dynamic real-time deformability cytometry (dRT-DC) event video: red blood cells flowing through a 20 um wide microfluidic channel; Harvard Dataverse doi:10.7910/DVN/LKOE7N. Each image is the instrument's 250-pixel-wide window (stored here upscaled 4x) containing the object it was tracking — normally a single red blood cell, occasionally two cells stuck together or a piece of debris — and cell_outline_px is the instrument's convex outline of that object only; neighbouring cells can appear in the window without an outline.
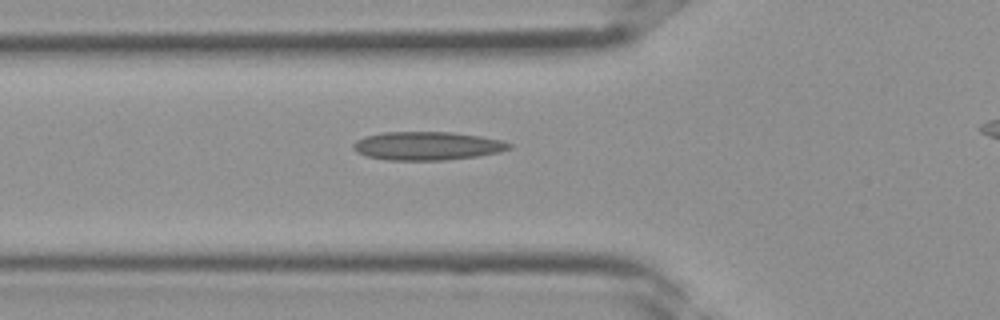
{"species": "Egyptian fruit bat (a non-hibernating species)", "species_latin": "Rousettus aegyptiacus", "temperature_condition": "room temperature", "stored_images_in_passage": 29, "camera_frame_rate_fps": 3000, "um_per_image_px": 0.085, "frame": {"image": 1, "passage_image": 8, "time_ms": 2.333, "image_size_px": [1000, 320], "cell_outline_px": [[512, 148], [500, 152], [476, 156], [444, 160], [388, 160], [364, 156], [356, 152], [352, 148], [352, 144], [356, 140], [364, 136], [384, 132], [452, 132], [480, 136], [500, 140], [512, 144]], "centroid_in_image_um": [36.27, 12.4], "position_along_channel_um": 89.5, "area_um2": 25.95}}
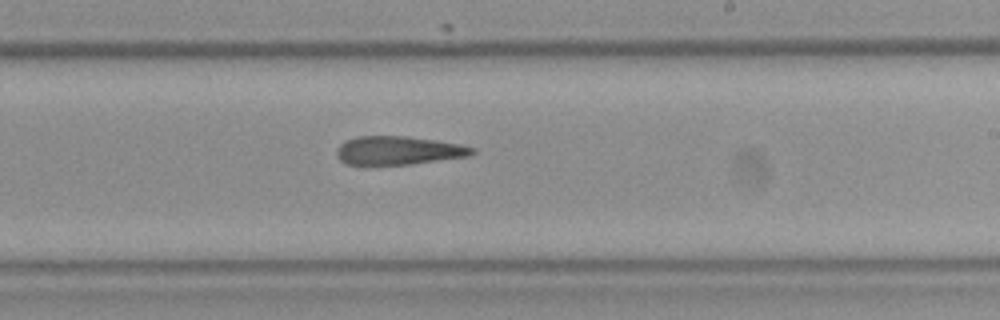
{"frame": {"image": 2, "passage_image": 17, "time_ms": 5.333, "image_size_px": [1000, 320], "cell_outline_px": [[476, 152], [468, 156], [412, 164], [364, 168], [344, 164], [336, 156], [336, 148], [344, 140], [356, 136], [404, 136], [436, 140], [460, 144], [476, 148]], "centroid_in_image_um": [33.75, 12.83], "position_along_channel_um": 255.2, "area_um2": 23.58}}
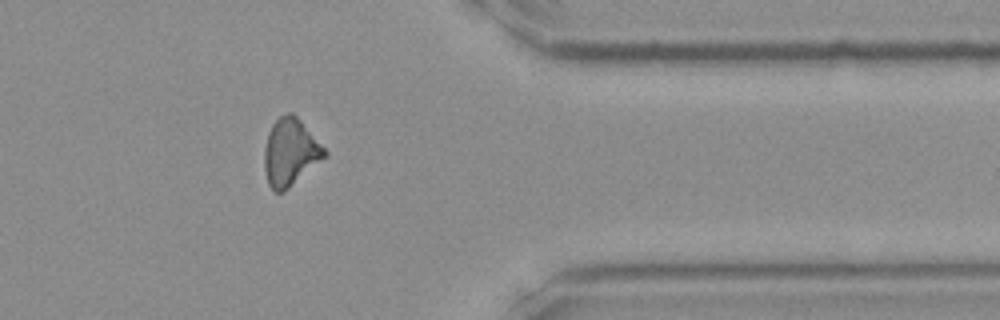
{"frame": {"image": 3, "passage_image": 25, "time_ms": 8.0, "image_size_px": [1000, 320], "cell_outline_px": [[328, 156], [284, 192], [272, 192], [268, 184], [264, 168], [264, 148], [268, 132], [272, 124], [280, 116], [288, 112], [292, 112], [300, 120], [328, 152]], "centroid_in_image_um": [24.67, 12.97], "position_along_channel_um": 386.7, "area_um2": 23.76}}